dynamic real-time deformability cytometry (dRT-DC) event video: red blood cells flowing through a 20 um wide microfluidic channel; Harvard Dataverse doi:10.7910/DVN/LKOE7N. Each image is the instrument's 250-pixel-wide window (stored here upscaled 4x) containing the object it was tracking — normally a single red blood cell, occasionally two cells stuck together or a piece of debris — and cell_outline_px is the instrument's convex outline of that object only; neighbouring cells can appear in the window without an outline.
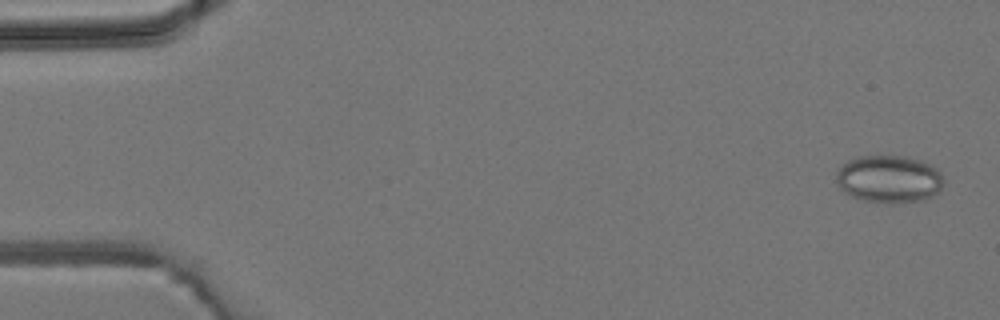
{"species": "common noctule bat (a hibernating species)", "species_latin": "Nyctalus noctula", "temperature_condition": "room temperature", "stored_images_in_passage": 6, "camera_frame_rate_fps": 3000, "um_per_image_px": 0.085, "animal": {"sex": "male", "body_mass_g": 19.2, "forearm_length_mm": 51.8}, "frame": {"image": 1, "passage_image": 1, "time_ms": 0.0, "image_size_px": [1000, 320], "cell_outline_px": [[944, 184], [932, 196], [920, 200], [892, 204], [888, 204], [864, 200], [852, 196], [844, 192], [840, 188], [836, 180], [836, 172], [840, 164], [848, 160], [860, 156], [908, 156], [932, 164], [940, 172], [944, 180]], "centroid_in_image_um": [75.55, 15.21], "position_along_channel_um": 9.4, "area_um2": 30.06}}